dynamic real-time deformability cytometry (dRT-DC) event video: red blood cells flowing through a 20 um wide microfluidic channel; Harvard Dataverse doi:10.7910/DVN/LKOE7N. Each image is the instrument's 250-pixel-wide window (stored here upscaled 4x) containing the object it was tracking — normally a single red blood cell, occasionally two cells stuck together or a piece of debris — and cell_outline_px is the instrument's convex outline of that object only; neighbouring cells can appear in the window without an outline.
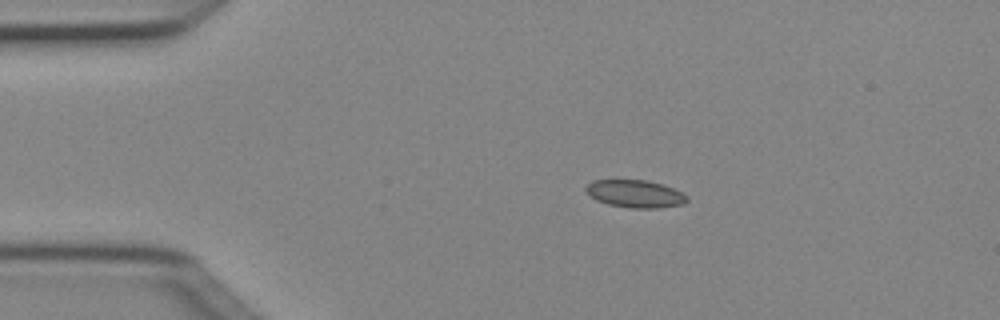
{"species": "Egyptian fruit bat (a non-hibernating species)", "species_latin": "Rousettus aegyptiacus", "temperature_condition": "cold", "stored_images_in_passage": 3, "camera_frame_rate_fps": 3000, "um_per_image_px": 0.085, "animal": {"sex": "female"}, "frame": {"image": 1, "passage_image": 1, "time_ms": 0.0, "image_size_px": [1000, 320], "cell_outline_px": [[688, 200], [684, 204], [660, 208], [632, 208], [608, 204], [596, 200], [584, 192], [584, 188], [592, 180], [648, 180], [672, 188], [688, 196]], "centroid_in_image_um": [53.96, 16.47], "position_along_channel_um": 31.0, "area_um2": 16.3}}
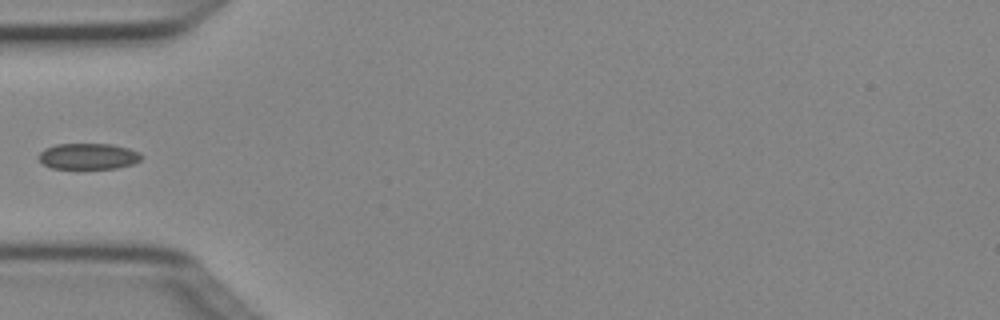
{"frame": {"image": 2, "passage_image": 3, "time_ms": 0.667, "image_size_px": [1000, 320], "cell_outline_px": [[144, 156], [140, 160], [132, 164], [116, 168], [52, 168], [44, 164], [36, 156], [44, 148], [56, 144], [112, 144], [128, 148], [140, 152]], "centroid_in_image_um": [7.51, 13.27], "position_along_channel_um": 77.5, "area_um2": 15.61}}